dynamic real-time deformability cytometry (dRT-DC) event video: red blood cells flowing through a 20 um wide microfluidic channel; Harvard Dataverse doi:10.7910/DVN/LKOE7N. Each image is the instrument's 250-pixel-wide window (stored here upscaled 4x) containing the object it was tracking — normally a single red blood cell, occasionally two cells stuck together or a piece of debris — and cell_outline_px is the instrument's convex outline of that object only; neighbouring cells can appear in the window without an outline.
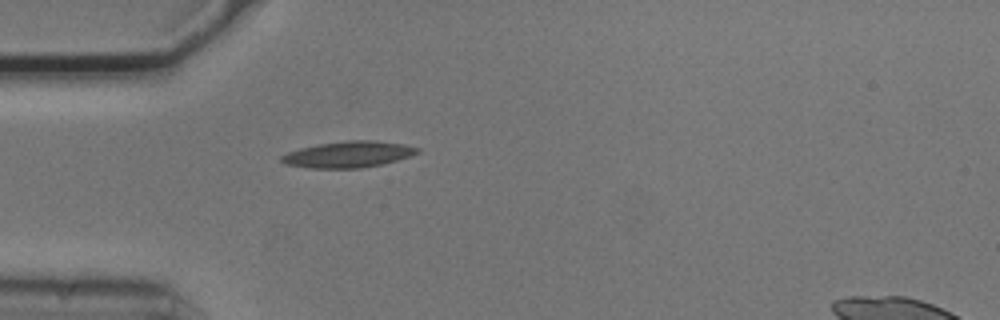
{"species": "common noctule bat (a hibernating species)", "species_latin": "Nyctalus noctula", "temperature_condition": "cold", "stored_images_in_passage": 37, "camera_frame_rate_fps": 3000, "um_per_image_px": 0.085, "animal": {"sex": "male", "body_mass_g": 20.5, "forearm_length_mm": 52.5}, "frame": {"image": 1, "passage_image": 1, "time_ms": 0.0, "image_size_px": [1000, 320], "cell_outline_px": [[420, 152], [396, 160], [380, 164], [360, 168], [308, 168], [284, 164], [280, 160], [280, 156], [288, 152], [300, 148], [320, 144], [348, 140], [376, 140], [404, 144], [420, 148]], "centroid_in_image_um": [29.58, 13.12], "position_along_channel_um": 55.4, "area_um2": 20.69}}
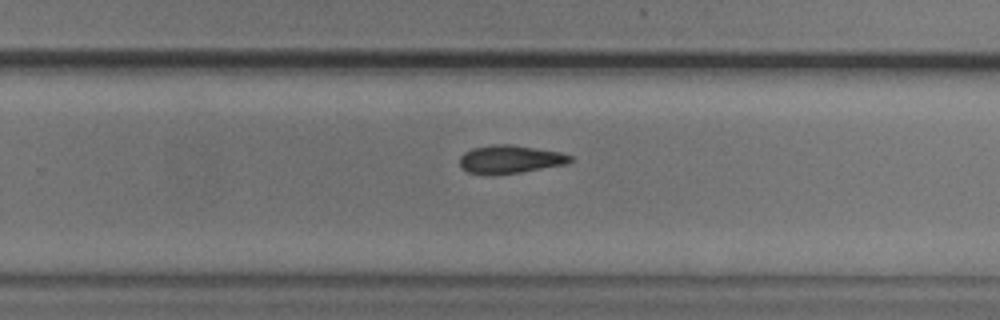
{"frame": {"image": 2, "passage_image": 20, "time_ms": 6.333, "image_size_px": [1000, 320], "cell_outline_px": [[572, 160], [564, 164], [520, 172], [468, 172], [460, 168], [460, 156], [464, 152], [472, 148], [492, 144], [512, 144], [560, 152], [572, 156]], "centroid_in_image_um": [43.35, 13.49], "position_along_channel_um": 286.5, "area_um2": 17.51}}
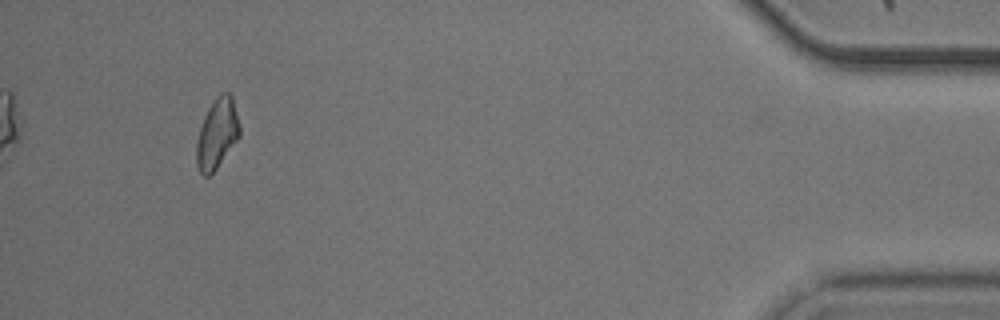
{"frame": {"image": 3, "passage_image": 36, "time_ms": 11.667, "image_size_px": [1000, 320], "cell_outline_px": [[240, 136], [216, 168], [208, 176], [204, 176], [200, 172], [196, 164], [196, 144], [200, 128], [204, 116], [208, 108], [216, 96], [220, 92], [228, 92], [232, 96], [240, 128]], "centroid_in_image_um": [18.44, 11.34], "position_along_channel_um": 416.8, "area_um2": 17.46}, "authors_computed_cell_mechanics": {"area_um2": 18.207, "velocity_mm_per_s": 3.7372, "shape_relaxation_time_tau1_ms": 8.7698, "shape_relaxation_time_tau2_ms": 5.7396, "deformation_change_tau1": 0.1847, "deformation_change_tau2": 0.1422}}